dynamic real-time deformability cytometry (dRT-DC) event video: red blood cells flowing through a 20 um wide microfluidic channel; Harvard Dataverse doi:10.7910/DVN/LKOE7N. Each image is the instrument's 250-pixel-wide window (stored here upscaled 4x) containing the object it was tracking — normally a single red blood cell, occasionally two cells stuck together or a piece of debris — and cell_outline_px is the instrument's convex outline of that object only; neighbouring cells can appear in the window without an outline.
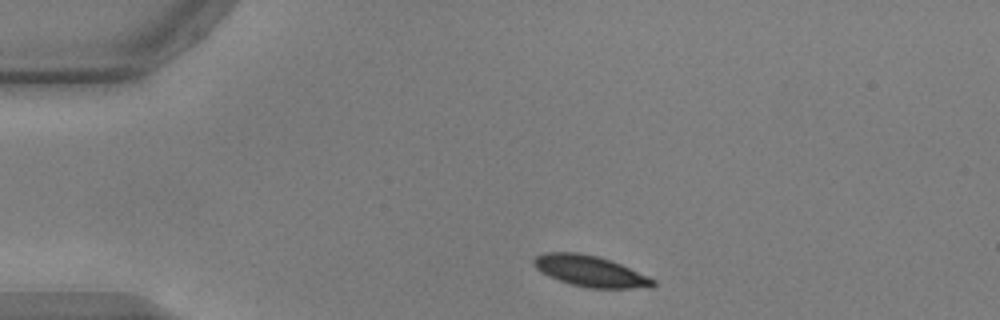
{"species": "common noctule bat (a hibernating species)", "species_latin": "Nyctalus noctula", "temperature_condition": "warm", "stored_images_in_passage": 44, "camera_frame_rate_fps": 3000, "um_per_image_px": 0.085, "animal": {"sex": "male", "body_mass_g": 17.9, "forearm_length_mm": 54.2}, "frame": {"image": 1, "passage_image": 1, "time_ms": 0.0, "image_size_px": [1000, 320], "cell_outline_px": [[656, 284], [652, 288], [588, 288], [572, 284], [548, 276], [536, 268], [532, 264], [532, 260], [536, 256], [544, 252], [580, 252], [596, 256], [620, 264], [648, 276], [656, 280]], "centroid_in_image_um": [50.17, 23.05], "position_along_channel_um": 34.8, "area_um2": 21.5}}
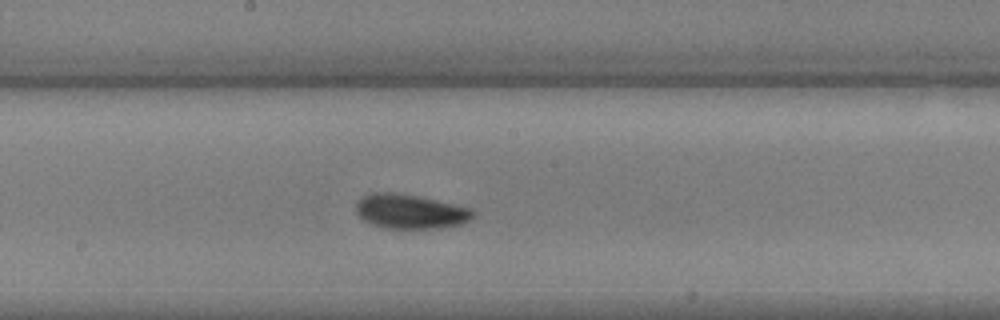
{"frame": {"image": 2, "passage_image": 19, "time_ms": 6.0, "image_size_px": [1000, 320], "cell_outline_px": [[476, 212], [472, 220], [460, 224], [444, 228], [380, 228], [364, 220], [356, 212], [356, 200], [360, 196], [368, 192], [396, 192], [420, 196], [472, 208]], "centroid_in_image_um": [34.87, 17.96], "position_along_channel_um": 213.3, "area_um2": 24.04}}
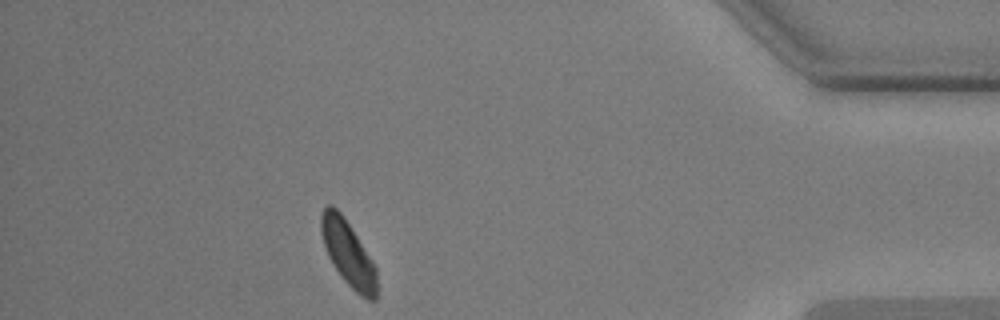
{"frame": {"image": 3, "passage_image": 38, "time_ms": 12.333, "image_size_px": [1000, 320], "cell_outline_px": [[376, 300], [368, 300], [360, 296], [340, 276], [328, 256], [320, 232], [320, 216], [324, 208], [328, 204], [332, 204], [344, 216], [372, 260], [376, 268]], "centroid_in_image_um": [29.57, 21.52], "position_along_channel_um": 405.6, "area_um2": 21.1}, "authors_computed_cell_mechanics": {"area_um2": 22.1663, "velocity_mm_per_s": 3.7418, "shape_relaxation_time_tau1_ms": 2.4924, "shape_relaxation_time_tau2_ms": 4.3601, "deformation_change_tau1": 0.1021, "deformation_change_tau2": 0.0863}}